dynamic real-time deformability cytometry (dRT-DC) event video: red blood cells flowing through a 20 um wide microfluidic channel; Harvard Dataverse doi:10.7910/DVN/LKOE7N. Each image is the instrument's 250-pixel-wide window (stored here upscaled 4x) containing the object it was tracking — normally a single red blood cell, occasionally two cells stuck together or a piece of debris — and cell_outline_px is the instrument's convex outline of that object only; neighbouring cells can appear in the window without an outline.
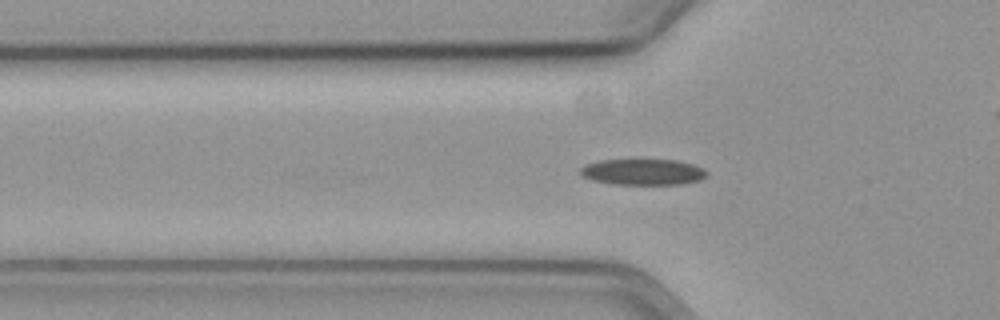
{"species": "common noctule bat (a hibernating species)", "species_latin": "Nyctalus noctula", "temperature_condition": "cold", "stored_images_in_passage": 59, "camera_frame_rate_fps": 3000, "um_per_image_px": 0.085, "animal": {"sex": "female", "body_mass_g": 19.3, "forearm_length_mm": 54.1}, "frame": {"image": 1, "passage_image": 19, "time_ms": 6.0, "image_size_px": [1000, 320], "cell_outline_px": [[708, 172], [700, 180], [684, 184], [612, 184], [592, 180], [584, 176], [580, 172], [580, 168], [584, 164], [600, 160], [676, 160], [692, 164], [704, 168]], "centroid_in_image_um": [54.64, 14.62], "position_along_channel_um": 71.2, "area_um2": 19.13}}
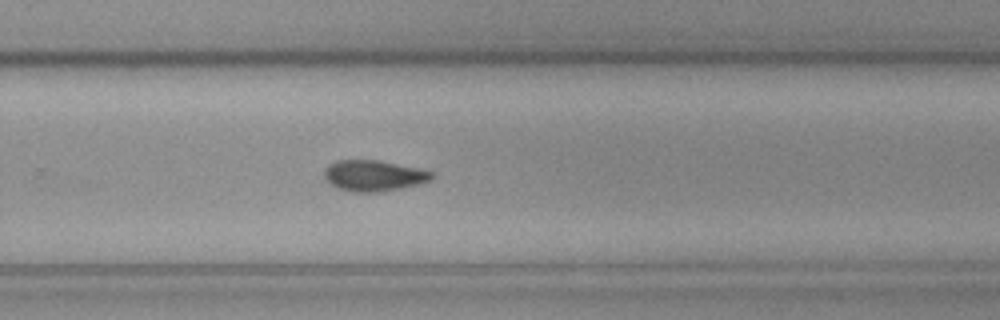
{"frame": {"image": 2, "passage_image": 38, "time_ms": 12.333, "image_size_px": [1000, 320], "cell_outline_px": [[436, 176], [432, 180], [420, 184], [384, 192], [352, 192], [336, 188], [324, 180], [324, 168], [328, 164], [336, 160], [380, 160], [416, 168], [432, 172]], "centroid_in_image_um": [31.74, 14.94], "position_along_channel_um": 298.1, "area_um2": 19.77}}
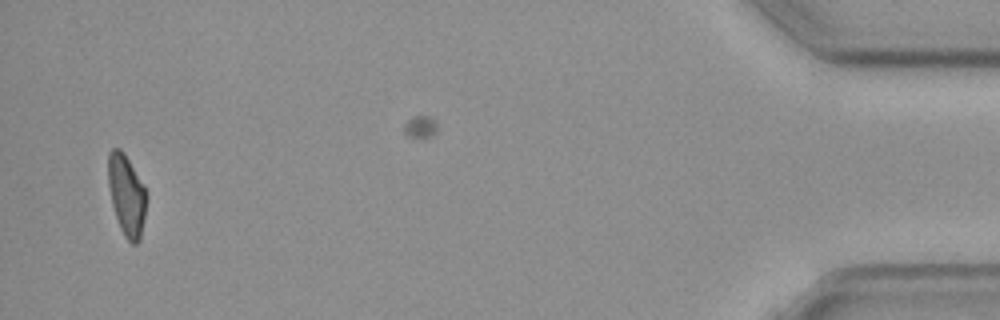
{"frame": {"image": 3, "passage_image": 56, "time_ms": 18.333, "image_size_px": [1000, 320], "cell_outline_px": [[148, 196], [144, 220], [140, 240], [136, 244], [132, 244], [124, 236], [120, 228], [112, 204], [108, 184], [108, 152], [112, 148], [120, 148], [124, 152], [144, 184]], "centroid_in_image_um": [10.78, 16.57], "position_along_channel_um": 424.4, "area_um2": 18.38}}